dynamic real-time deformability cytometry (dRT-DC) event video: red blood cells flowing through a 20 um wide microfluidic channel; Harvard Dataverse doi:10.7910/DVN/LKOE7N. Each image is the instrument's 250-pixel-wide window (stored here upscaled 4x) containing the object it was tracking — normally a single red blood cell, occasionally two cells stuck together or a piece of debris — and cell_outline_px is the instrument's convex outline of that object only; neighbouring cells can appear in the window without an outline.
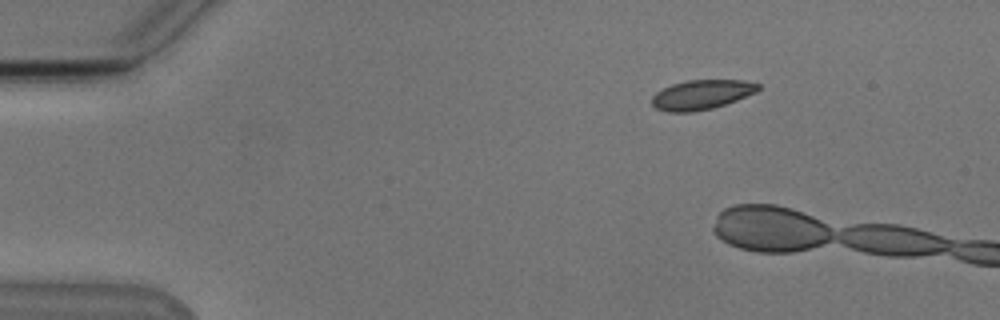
{"species": "Egyptian fruit bat (a non-hibernating species)", "species_latin": "Rousettus aegyptiacus", "temperature_condition": "cold", "stored_images_in_passage": 5, "camera_frame_rate_fps": 3000, "um_per_image_px": 0.085, "animal": {"sex": "male"}, "frame": {"image": 1, "passage_image": 1, "time_ms": 0.0, "image_size_px": [1000, 320], "cell_outline_px": [[760, 88], [756, 92], [736, 100], [712, 108], [692, 112], [668, 112], [656, 108], [652, 104], [652, 96], [656, 92], [672, 84], [688, 80], [744, 80], [760, 84]], "centroid_in_image_um": [59.63, 8.04], "position_along_channel_um": 25.4, "area_um2": 18.21}}